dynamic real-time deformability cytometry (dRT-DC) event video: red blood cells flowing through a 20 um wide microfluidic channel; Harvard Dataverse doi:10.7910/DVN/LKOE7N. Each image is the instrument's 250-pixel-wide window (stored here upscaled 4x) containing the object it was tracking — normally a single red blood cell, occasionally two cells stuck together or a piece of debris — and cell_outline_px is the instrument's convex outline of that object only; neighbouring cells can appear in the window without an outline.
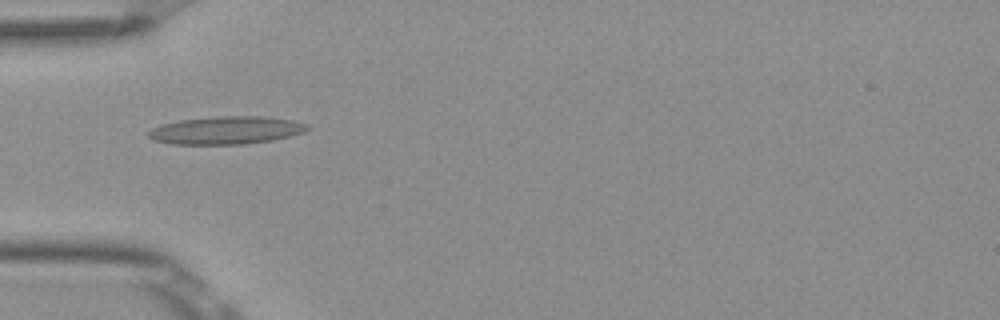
{"species": "Egyptian fruit bat (a non-hibernating species)", "species_latin": "Rousettus aegyptiacus", "temperature_condition": "room temperature", "stored_images_in_passage": 6, "camera_frame_rate_fps": 3000, "um_per_image_px": 0.085, "frame": {"image": 1, "passage_image": 5, "time_ms": 1.333, "image_size_px": [1000, 320], "cell_outline_px": [[312, 128], [304, 132], [292, 136], [272, 140], [244, 144], [172, 144], [152, 140], [148, 136], [148, 132], [152, 128], [160, 124], [180, 120], [216, 116], [268, 116], [292, 120], [308, 124]], "centroid_in_image_um": [19.26, 11.07], "position_along_channel_um": 65.7, "area_um2": 26.07}}
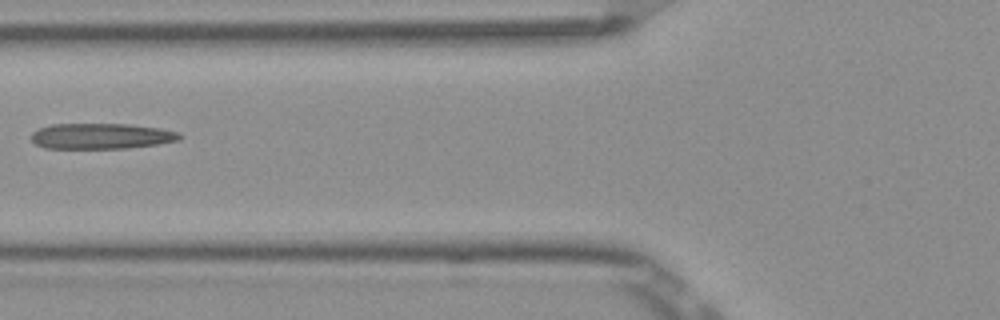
{"frame": {"image": 2, "passage_image": 6, "time_ms": 1.667, "image_size_px": [1000, 320], "cell_outline_px": [[184, 136], [180, 140], [156, 144], [124, 148], [44, 148], [36, 144], [28, 136], [32, 132], [40, 128], [52, 124], [128, 124], [160, 128], [180, 132]], "centroid_in_image_um": [8.61, 11.56], "position_along_channel_um": 117.2, "area_um2": 22.25}}